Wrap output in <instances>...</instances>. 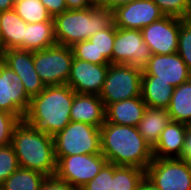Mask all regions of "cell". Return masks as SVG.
Here are the masks:
<instances>
[{
  "mask_svg": "<svg viewBox=\"0 0 191 190\" xmlns=\"http://www.w3.org/2000/svg\"><path fill=\"white\" fill-rule=\"evenodd\" d=\"M101 153L108 163L134 166L146 171L153 161L152 147L138 127L105 123L100 127Z\"/></svg>",
  "mask_w": 191,
  "mask_h": 190,
  "instance_id": "cell-1",
  "label": "cell"
},
{
  "mask_svg": "<svg viewBox=\"0 0 191 190\" xmlns=\"http://www.w3.org/2000/svg\"><path fill=\"white\" fill-rule=\"evenodd\" d=\"M73 100L74 91L69 85L45 86L38 95L31 97L23 120L54 136L71 122Z\"/></svg>",
  "mask_w": 191,
  "mask_h": 190,
  "instance_id": "cell-2",
  "label": "cell"
},
{
  "mask_svg": "<svg viewBox=\"0 0 191 190\" xmlns=\"http://www.w3.org/2000/svg\"><path fill=\"white\" fill-rule=\"evenodd\" d=\"M11 145L19 167L54 177L57 160L53 136L21 120L14 128Z\"/></svg>",
  "mask_w": 191,
  "mask_h": 190,
  "instance_id": "cell-3",
  "label": "cell"
},
{
  "mask_svg": "<svg viewBox=\"0 0 191 190\" xmlns=\"http://www.w3.org/2000/svg\"><path fill=\"white\" fill-rule=\"evenodd\" d=\"M56 43L72 47L113 23V12L99 6L67 10L53 17Z\"/></svg>",
  "mask_w": 191,
  "mask_h": 190,
  "instance_id": "cell-4",
  "label": "cell"
},
{
  "mask_svg": "<svg viewBox=\"0 0 191 190\" xmlns=\"http://www.w3.org/2000/svg\"><path fill=\"white\" fill-rule=\"evenodd\" d=\"M56 160L63 156L100 154V128L84 122L71 121L53 136Z\"/></svg>",
  "mask_w": 191,
  "mask_h": 190,
  "instance_id": "cell-5",
  "label": "cell"
},
{
  "mask_svg": "<svg viewBox=\"0 0 191 190\" xmlns=\"http://www.w3.org/2000/svg\"><path fill=\"white\" fill-rule=\"evenodd\" d=\"M142 69L126 64H110L99 95L105 108L114 102L141 96Z\"/></svg>",
  "mask_w": 191,
  "mask_h": 190,
  "instance_id": "cell-6",
  "label": "cell"
},
{
  "mask_svg": "<svg viewBox=\"0 0 191 190\" xmlns=\"http://www.w3.org/2000/svg\"><path fill=\"white\" fill-rule=\"evenodd\" d=\"M73 59L71 47L59 44L33 51L34 68L45 86L65 85Z\"/></svg>",
  "mask_w": 191,
  "mask_h": 190,
  "instance_id": "cell-7",
  "label": "cell"
},
{
  "mask_svg": "<svg viewBox=\"0 0 191 190\" xmlns=\"http://www.w3.org/2000/svg\"><path fill=\"white\" fill-rule=\"evenodd\" d=\"M106 163L102 153L63 156L57 161L55 177L79 190L90 182Z\"/></svg>",
  "mask_w": 191,
  "mask_h": 190,
  "instance_id": "cell-8",
  "label": "cell"
},
{
  "mask_svg": "<svg viewBox=\"0 0 191 190\" xmlns=\"http://www.w3.org/2000/svg\"><path fill=\"white\" fill-rule=\"evenodd\" d=\"M145 176L160 190H191V173L179 158H153Z\"/></svg>",
  "mask_w": 191,
  "mask_h": 190,
  "instance_id": "cell-9",
  "label": "cell"
},
{
  "mask_svg": "<svg viewBox=\"0 0 191 190\" xmlns=\"http://www.w3.org/2000/svg\"><path fill=\"white\" fill-rule=\"evenodd\" d=\"M151 55L141 30L116 27L112 64H126L142 69Z\"/></svg>",
  "mask_w": 191,
  "mask_h": 190,
  "instance_id": "cell-10",
  "label": "cell"
},
{
  "mask_svg": "<svg viewBox=\"0 0 191 190\" xmlns=\"http://www.w3.org/2000/svg\"><path fill=\"white\" fill-rule=\"evenodd\" d=\"M31 97L19 76L0 59V110L24 119Z\"/></svg>",
  "mask_w": 191,
  "mask_h": 190,
  "instance_id": "cell-11",
  "label": "cell"
},
{
  "mask_svg": "<svg viewBox=\"0 0 191 190\" xmlns=\"http://www.w3.org/2000/svg\"><path fill=\"white\" fill-rule=\"evenodd\" d=\"M142 76H155V81L170 83L175 88L191 79V71L177 52L152 54L142 68Z\"/></svg>",
  "mask_w": 191,
  "mask_h": 190,
  "instance_id": "cell-12",
  "label": "cell"
},
{
  "mask_svg": "<svg viewBox=\"0 0 191 190\" xmlns=\"http://www.w3.org/2000/svg\"><path fill=\"white\" fill-rule=\"evenodd\" d=\"M179 31L180 18L172 16H164L141 30L151 54L176 53Z\"/></svg>",
  "mask_w": 191,
  "mask_h": 190,
  "instance_id": "cell-13",
  "label": "cell"
},
{
  "mask_svg": "<svg viewBox=\"0 0 191 190\" xmlns=\"http://www.w3.org/2000/svg\"><path fill=\"white\" fill-rule=\"evenodd\" d=\"M164 16L152 0H134L113 11V23L117 28L142 30Z\"/></svg>",
  "mask_w": 191,
  "mask_h": 190,
  "instance_id": "cell-14",
  "label": "cell"
},
{
  "mask_svg": "<svg viewBox=\"0 0 191 190\" xmlns=\"http://www.w3.org/2000/svg\"><path fill=\"white\" fill-rule=\"evenodd\" d=\"M109 65L92 64L74 58L66 85L75 93L100 95Z\"/></svg>",
  "mask_w": 191,
  "mask_h": 190,
  "instance_id": "cell-15",
  "label": "cell"
},
{
  "mask_svg": "<svg viewBox=\"0 0 191 190\" xmlns=\"http://www.w3.org/2000/svg\"><path fill=\"white\" fill-rule=\"evenodd\" d=\"M0 59L19 76L30 97L44 90L45 85L34 68L33 51L6 49L0 53Z\"/></svg>",
  "mask_w": 191,
  "mask_h": 190,
  "instance_id": "cell-16",
  "label": "cell"
},
{
  "mask_svg": "<svg viewBox=\"0 0 191 190\" xmlns=\"http://www.w3.org/2000/svg\"><path fill=\"white\" fill-rule=\"evenodd\" d=\"M70 120L88 123L100 128L105 123V106L103 101L98 95L74 92Z\"/></svg>",
  "mask_w": 191,
  "mask_h": 190,
  "instance_id": "cell-17",
  "label": "cell"
},
{
  "mask_svg": "<svg viewBox=\"0 0 191 190\" xmlns=\"http://www.w3.org/2000/svg\"><path fill=\"white\" fill-rule=\"evenodd\" d=\"M147 108L142 96L109 104L105 108V120L117 125L137 127Z\"/></svg>",
  "mask_w": 191,
  "mask_h": 190,
  "instance_id": "cell-18",
  "label": "cell"
},
{
  "mask_svg": "<svg viewBox=\"0 0 191 190\" xmlns=\"http://www.w3.org/2000/svg\"><path fill=\"white\" fill-rule=\"evenodd\" d=\"M187 125L170 121L152 148L153 158H179L184 147Z\"/></svg>",
  "mask_w": 191,
  "mask_h": 190,
  "instance_id": "cell-19",
  "label": "cell"
},
{
  "mask_svg": "<svg viewBox=\"0 0 191 190\" xmlns=\"http://www.w3.org/2000/svg\"><path fill=\"white\" fill-rule=\"evenodd\" d=\"M26 25L14 9L0 12V53L6 49L23 50Z\"/></svg>",
  "mask_w": 191,
  "mask_h": 190,
  "instance_id": "cell-20",
  "label": "cell"
},
{
  "mask_svg": "<svg viewBox=\"0 0 191 190\" xmlns=\"http://www.w3.org/2000/svg\"><path fill=\"white\" fill-rule=\"evenodd\" d=\"M170 121L167 109L147 107L137 127L141 136L153 148Z\"/></svg>",
  "mask_w": 191,
  "mask_h": 190,
  "instance_id": "cell-21",
  "label": "cell"
},
{
  "mask_svg": "<svg viewBox=\"0 0 191 190\" xmlns=\"http://www.w3.org/2000/svg\"><path fill=\"white\" fill-rule=\"evenodd\" d=\"M173 89L170 83L155 81V76H142L141 96L147 107L167 109Z\"/></svg>",
  "mask_w": 191,
  "mask_h": 190,
  "instance_id": "cell-22",
  "label": "cell"
},
{
  "mask_svg": "<svg viewBox=\"0 0 191 190\" xmlns=\"http://www.w3.org/2000/svg\"><path fill=\"white\" fill-rule=\"evenodd\" d=\"M54 22L27 23L23 38V50L37 51L54 46Z\"/></svg>",
  "mask_w": 191,
  "mask_h": 190,
  "instance_id": "cell-23",
  "label": "cell"
},
{
  "mask_svg": "<svg viewBox=\"0 0 191 190\" xmlns=\"http://www.w3.org/2000/svg\"><path fill=\"white\" fill-rule=\"evenodd\" d=\"M167 111L171 121L191 125V79L173 89Z\"/></svg>",
  "mask_w": 191,
  "mask_h": 190,
  "instance_id": "cell-24",
  "label": "cell"
},
{
  "mask_svg": "<svg viewBox=\"0 0 191 190\" xmlns=\"http://www.w3.org/2000/svg\"><path fill=\"white\" fill-rule=\"evenodd\" d=\"M47 176L19 167L0 186V190H39Z\"/></svg>",
  "mask_w": 191,
  "mask_h": 190,
  "instance_id": "cell-25",
  "label": "cell"
},
{
  "mask_svg": "<svg viewBox=\"0 0 191 190\" xmlns=\"http://www.w3.org/2000/svg\"><path fill=\"white\" fill-rule=\"evenodd\" d=\"M145 170L134 166H117L114 164L113 179L110 190H138Z\"/></svg>",
  "mask_w": 191,
  "mask_h": 190,
  "instance_id": "cell-26",
  "label": "cell"
},
{
  "mask_svg": "<svg viewBox=\"0 0 191 190\" xmlns=\"http://www.w3.org/2000/svg\"><path fill=\"white\" fill-rule=\"evenodd\" d=\"M116 26L112 23L108 28L91 36L89 40L96 50V64H112V51L115 40Z\"/></svg>",
  "mask_w": 191,
  "mask_h": 190,
  "instance_id": "cell-27",
  "label": "cell"
},
{
  "mask_svg": "<svg viewBox=\"0 0 191 190\" xmlns=\"http://www.w3.org/2000/svg\"><path fill=\"white\" fill-rule=\"evenodd\" d=\"M14 10L26 23L53 21L40 0H16Z\"/></svg>",
  "mask_w": 191,
  "mask_h": 190,
  "instance_id": "cell-28",
  "label": "cell"
},
{
  "mask_svg": "<svg viewBox=\"0 0 191 190\" xmlns=\"http://www.w3.org/2000/svg\"><path fill=\"white\" fill-rule=\"evenodd\" d=\"M165 16L191 18V0H152Z\"/></svg>",
  "mask_w": 191,
  "mask_h": 190,
  "instance_id": "cell-29",
  "label": "cell"
},
{
  "mask_svg": "<svg viewBox=\"0 0 191 190\" xmlns=\"http://www.w3.org/2000/svg\"><path fill=\"white\" fill-rule=\"evenodd\" d=\"M177 53L191 71V18H180Z\"/></svg>",
  "mask_w": 191,
  "mask_h": 190,
  "instance_id": "cell-30",
  "label": "cell"
},
{
  "mask_svg": "<svg viewBox=\"0 0 191 190\" xmlns=\"http://www.w3.org/2000/svg\"><path fill=\"white\" fill-rule=\"evenodd\" d=\"M19 168L17 156L13 146L0 147V186Z\"/></svg>",
  "mask_w": 191,
  "mask_h": 190,
  "instance_id": "cell-31",
  "label": "cell"
},
{
  "mask_svg": "<svg viewBox=\"0 0 191 190\" xmlns=\"http://www.w3.org/2000/svg\"><path fill=\"white\" fill-rule=\"evenodd\" d=\"M113 174L114 164L107 162L100 172L79 190H110Z\"/></svg>",
  "mask_w": 191,
  "mask_h": 190,
  "instance_id": "cell-32",
  "label": "cell"
},
{
  "mask_svg": "<svg viewBox=\"0 0 191 190\" xmlns=\"http://www.w3.org/2000/svg\"><path fill=\"white\" fill-rule=\"evenodd\" d=\"M19 122L15 115L0 110V147L11 144L13 130Z\"/></svg>",
  "mask_w": 191,
  "mask_h": 190,
  "instance_id": "cell-33",
  "label": "cell"
},
{
  "mask_svg": "<svg viewBox=\"0 0 191 190\" xmlns=\"http://www.w3.org/2000/svg\"><path fill=\"white\" fill-rule=\"evenodd\" d=\"M71 49L74 58L96 64V50L94 44L89 39L75 43Z\"/></svg>",
  "mask_w": 191,
  "mask_h": 190,
  "instance_id": "cell-34",
  "label": "cell"
},
{
  "mask_svg": "<svg viewBox=\"0 0 191 190\" xmlns=\"http://www.w3.org/2000/svg\"><path fill=\"white\" fill-rule=\"evenodd\" d=\"M39 190H78L67 182L61 181L54 177H47Z\"/></svg>",
  "mask_w": 191,
  "mask_h": 190,
  "instance_id": "cell-35",
  "label": "cell"
},
{
  "mask_svg": "<svg viewBox=\"0 0 191 190\" xmlns=\"http://www.w3.org/2000/svg\"><path fill=\"white\" fill-rule=\"evenodd\" d=\"M52 18L68 10L65 0H40Z\"/></svg>",
  "mask_w": 191,
  "mask_h": 190,
  "instance_id": "cell-36",
  "label": "cell"
},
{
  "mask_svg": "<svg viewBox=\"0 0 191 190\" xmlns=\"http://www.w3.org/2000/svg\"><path fill=\"white\" fill-rule=\"evenodd\" d=\"M134 0H98L95 5L99 7H103L104 9L111 10L112 12L121 7L124 6Z\"/></svg>",
  "mask_w": 191,
  "mask_h": 190,
  "instance_id": "cell-37",
  "label": "cell"
},
{
  "mask_svg": "<svg viewBox=\"0 0 191 190\" xmlns=\"http://www.w3.org/2000/svg\"><path fill=\"white\" fill-rule=\"evenodd\" d=\"M191 158V125H187L184 147L179 159L186 161Z\"/></svg>",
  "mask_w": 191,
  "mask_h": 190,
  "instance_id": "cell-38",
  "label": "cell"
},
{
  "mask_svg": "<svg viewBox=\"0 0 191 190\" xmlns=\"http://www.w3.org/2000/svg\"><path fill=\"white\" fill-rule=\"evenodd\" d=\"M68 10L85 9L95 4L91 0H65Z\"/></svg>",
  "mask_w": 191,
  "mask_h": 190,
  "instance_id": "cell-39",
  "label": "cell"
},
{
  "mask_svg": "<svg viewBox=\"0 0 191 190\" xmlns=\"http://www.w3.org/2000/svg\"><path fill=\"white\" fill-rule=\"evenodd\" d=\"M138 190H160L152 181L146 176L141 180Z\"/></svg>",
  "mask_w": 191,
  "mask_h": 190,
  "instance_id": "cell-40",
  "label": "cell"
},
{
  "mask_svg": "<svg viewBox=\"0 0 191 190\" xmlns=\"http://www.w3.org/2000/svg\"><path fill=\"white\" fill-rule=\"evenodd\" d=\"M16 0H0V12L14 9Z\"/></svg>",
  "mask_w": 191,
  "mask_h": 190,
  "instance_id": "cell-41",
  "label": "cell"
},
{
  "mask_svg": "<svg viewBox=\"0 0 191 190\" xmlns=\"http://www.w3.org/2000/svg\"><path fill=\"white\" fill-rule=\"evenodd\" d=\"M188 166H189V170H190V173H191V158H189L188 160H186Z\"/></svg>",
  "mask_w": 191,
  "mask_h": 190,
  "instance_id": "cell-42",
  "label": "cell"
},
{
  "mask_svg": "<svg viewBox=\"0 0 191 190\" xmlns=\"http://www.w3.org/2000/svg\"><path fill=\"white\" fill-rule=\"evenodd\" d=\"M94 4L98 1V0H91Z\"/></svg>",
  "mask_w": 191,
  "mask_h": 190,
  "instance_id": "cell-43",
  "label": "cell"
}]
</instances>
